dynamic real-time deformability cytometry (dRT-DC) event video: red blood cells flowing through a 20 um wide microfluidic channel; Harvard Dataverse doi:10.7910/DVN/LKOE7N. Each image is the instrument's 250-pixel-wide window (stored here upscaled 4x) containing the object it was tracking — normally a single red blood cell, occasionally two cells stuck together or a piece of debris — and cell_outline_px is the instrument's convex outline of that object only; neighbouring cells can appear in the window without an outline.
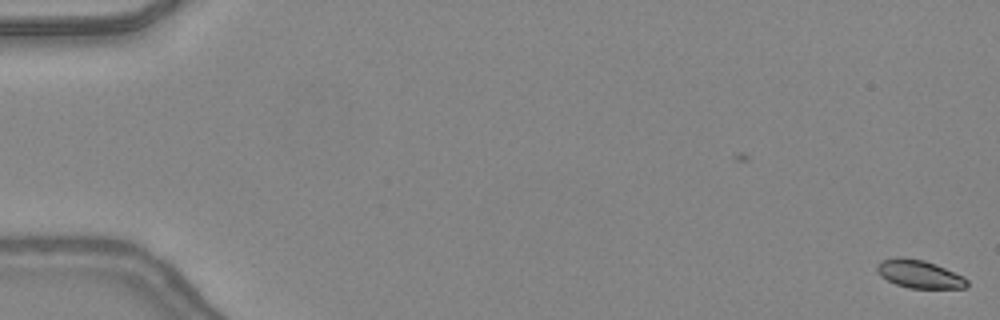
{"species": "common noctule bat (a hibernating species)", "species_latin": "Nyctalus noctula", "temperature_condition": "warm", "stored_images_in_passage": 40, "camera_frame_rate_fps": 3000, "um_per_image_px": 0.085, "animal": {"sex": "female", "body_mass_g": 24.6, "forearm_length_mm": 56.2}, "frame": {"image": 1, "passage_image": 1, "time_ms": 0.0, "image_size_px": [1000, 320], "cell_outline_px": [[968, 284], [964, 288], [908, 288], [896, 284], [880, 276], [876, 268], [880, 260], [900, 256], [904, 256], [924, 260], [936, 264], [964, 276], [968, 280]], "centroid_in_image_um": [78.13, 23.28], "position_along_channel_um": 6.9, "area_um2": 14.85}}
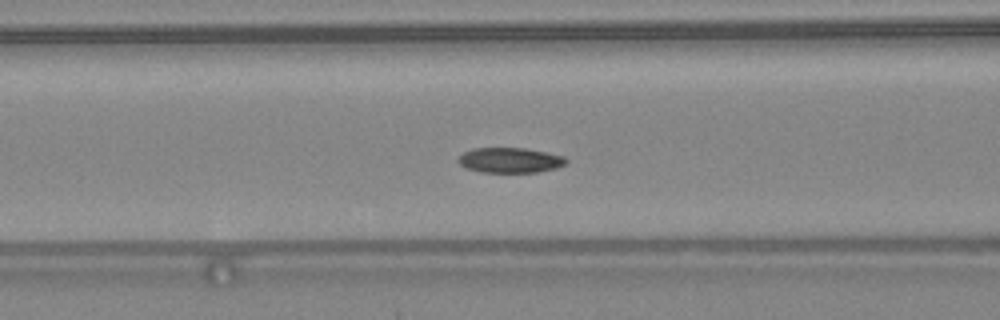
{"frame": {"image": 2, "passage_image": 21, "time_ms": 6.667, "image_size_px": [1000, 320], "cell_outline_px": [[568, 160], [564, 164], [556, 168], [536, 172], [480, 172], [464, 168], [456, 160], [464, 152], [472, 148], [524, 148], [564, 156]], "centroid_in_image_um": [43.31, 13.62], "position_along_channel_um": 123.3, "area_um2": 15.78}}
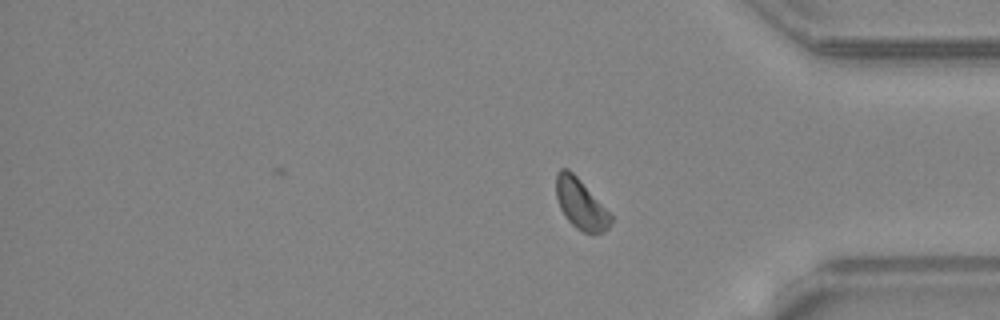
{"frame": {"image": 3, "passage_image": 40, "time_ms": 13.0, "image_size_px": [1000, 320], "cell_outline_px": [[612, 220], [608, 228], [604, 232], [584, 232], [576, 228], [564, 216], [560, 208], [556, 196], [556, 172], [560, 168], [568, 168], [580, 180], [612, 216]], "centroid_in_image_um": [49.33, 17.33], "position_along_channel_um": 385.9, "area_um2": 15.66}, "authors_computed_cell_mechanics": {"area_um2": 15.9239, "velocity_mm_per_s": 4.3449, "shape_relaxation_time_tau1_ms": 5.9768, "shape_relaxation_time_tau2_ms": 4.2593, "deformation_change_tau1": 0.0862, "deformation_change_tau2": 0.0806}}